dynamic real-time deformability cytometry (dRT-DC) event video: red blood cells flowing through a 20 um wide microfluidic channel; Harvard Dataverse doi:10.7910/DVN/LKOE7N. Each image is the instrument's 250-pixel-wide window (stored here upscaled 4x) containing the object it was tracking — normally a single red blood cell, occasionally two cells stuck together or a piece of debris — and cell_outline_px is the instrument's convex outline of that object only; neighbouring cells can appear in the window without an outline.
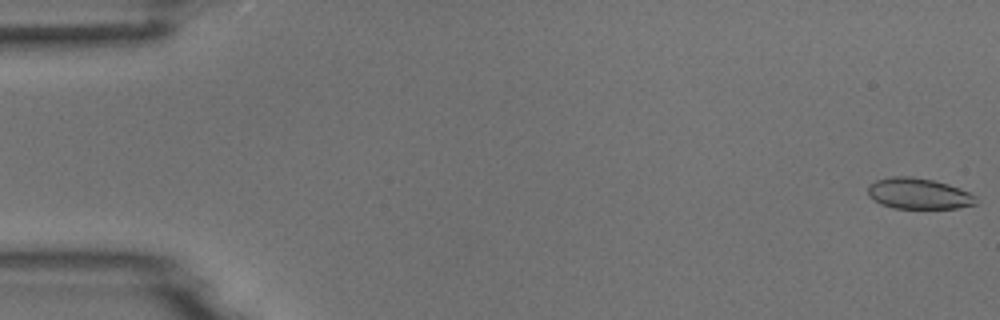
{"species": "common noctule bat (a hibernating species)", "species_latin": "Nyctalus noctula", "temperature_condition": "room temperature", "stored_images_in_passage": 54, "camera_frame_rate_fps": 3000, "um_per_image_px": 0.085, "animal": {"sex": "male", "body_mass_g": 18.8}, "frame": {"image": 1, "passage_image": 1, "time_ms": 0.0, "image_size_px": [1000, 320], "cell_outline_px": [[976, 204], [956, 208], [892, 208], [880, 204], [868, 196], [868, 184], [876, 180], [892, 176], [912, 176], [932, 180], [948, 184], [960, 188], [976, 196]], "centroid_in_image_um": [78.05, 16.45], "position_along_channel_um": 7.0, "area_um2": 19.54}}
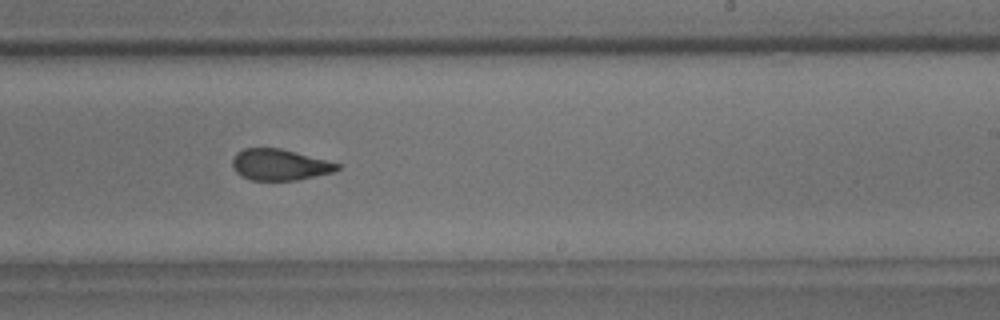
{"frame": {"image": 2, "passage_image": 33, "time_ms": 10.667, "image_size_px": [1000, 320], "cell_outline_px": [[340, 168], [332, 172], [296, 180], [252, 180], [240, 176], [236, 172], [232, 164], [232, 160], [236, 152], [244, 148], [280, 148], [340, 164]], "centroid_in_image_um": [23.72, 14.0], "position_along_channel_um": 265.3, "area_um2": 18.84}}
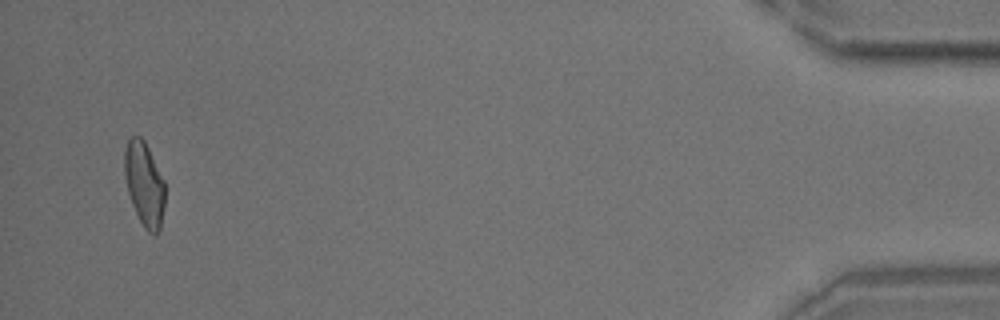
{"frame": {"image": 3, "passage_image": 52, "time_ms": 17.0, "image_size_px": [1000, 320], "cell_outline_px": [[164, 204], [160, 228], [156, 236], [152, 236], [144, 228], [132, 204], [128, 192], [124, 176], [124, 148], [128, 140], [132, 136], [140, 136], [144, 140], [164, 180]], "centroid_in_image_um": [12.25, 15.65], "position_along_channel_um": 422.9, "area_um2": 19.83}}